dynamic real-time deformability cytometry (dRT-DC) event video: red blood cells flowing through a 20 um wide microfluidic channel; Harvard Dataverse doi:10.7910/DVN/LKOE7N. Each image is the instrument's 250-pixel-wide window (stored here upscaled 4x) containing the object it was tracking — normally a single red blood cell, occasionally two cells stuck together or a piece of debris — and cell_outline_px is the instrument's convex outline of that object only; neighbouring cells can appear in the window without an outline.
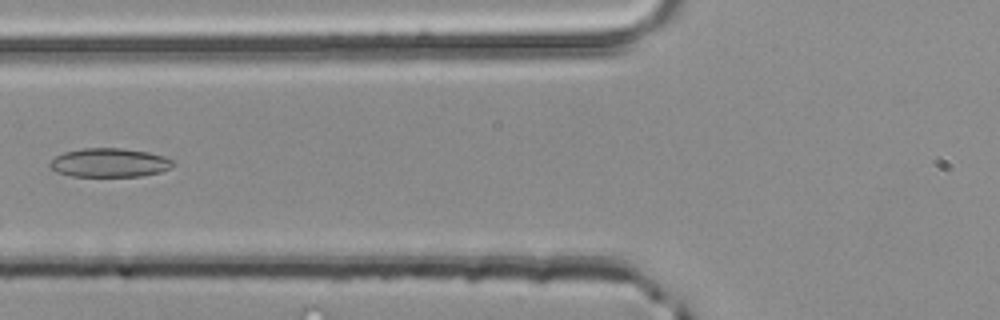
{"species": "common noctule bat (a hibernating species)", "species_latin": "Nyctalus noctula", "temperature_condition": "room temperature", "stored_images_in_passage": 4, "camera_frame_rate_fps": 3000, "um_per_image_px": 0.085, "animal": {"sex": "male", "body_mass_g": 20.4}, "frame": {"image": 1, "passage_image": 4, "time_ms": 1.0, "image_size_px": [1000, 320], "cell_outline_px": [[176, 164], [172, 168], [160, 172], [140, 176], [72, 176], [56, 172], [48, 164], [56, 156], [64, 152], [84, 148], [120, 148], [148, 152], [164, 156], [176, 160]], "centroid_in_image_um": [9.36, 13.83], "position_along_channel_um": 116.4, "area_um2": 20.81}}